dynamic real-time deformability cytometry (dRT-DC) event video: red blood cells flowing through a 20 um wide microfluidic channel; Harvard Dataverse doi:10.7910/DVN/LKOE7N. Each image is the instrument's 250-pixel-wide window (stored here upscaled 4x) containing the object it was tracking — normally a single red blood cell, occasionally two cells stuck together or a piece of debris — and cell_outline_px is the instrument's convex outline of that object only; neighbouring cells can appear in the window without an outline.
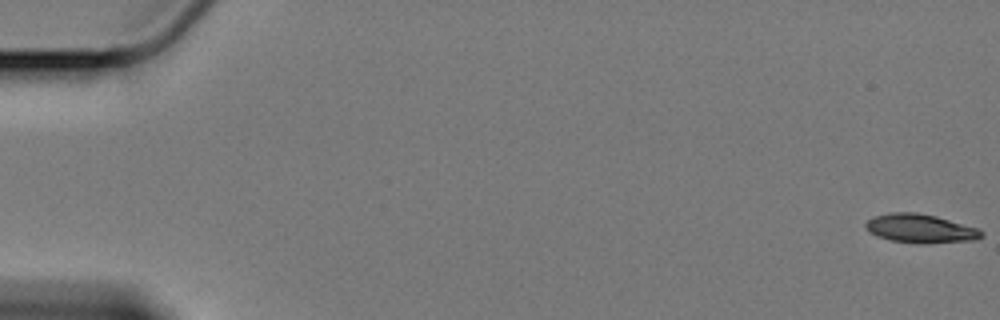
{"species": "Egyptian fruit bat (a non-hibernating species)", "species_latin": "Rousettus aegyptiacus", "temperature_condition": "cold", "stored_images_in_passage": 19, "camera_frame_rate_fps": 3000, "um_per_image_px": 0.085, "animal": {"sex": "female"}, "frame": {"image": 1, "passage_image": 1, "time_ms": 0.0, "image_size_px": [1000, 320], "cell_outline_px": [[984, 236], [976, 240], [924, 244], [920, 244], [892, 240], [876, 236], [864, 228], [864, 224], [872, 216], [892, 212], [916, 212], [936, 216], [976, 228], [984, 232]], "centroid_in_image_um": [78.21, 19.43], "position_along_channel_um": 6.8, "area_um2": 19.54}}
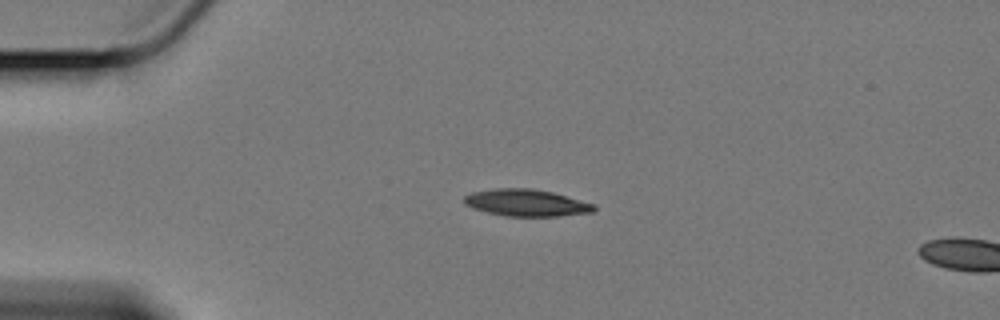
{"frame": {"image": 2, "passage_image": 15, "time_ms": 4.667, "image_size_px": [1000, 320], "cell_outline_px": [[596, 208], [592, 212], [560, 216], [504, 216], [472, 208], [464, 204], [464, 196], [472, 192], [492, 188], [532, 188], [552, 192], [596, 204]], "centroid_in_image_um": [44.73, 17.23], "position_along_channel_um": 40.3, "area_um2": 20.46}}